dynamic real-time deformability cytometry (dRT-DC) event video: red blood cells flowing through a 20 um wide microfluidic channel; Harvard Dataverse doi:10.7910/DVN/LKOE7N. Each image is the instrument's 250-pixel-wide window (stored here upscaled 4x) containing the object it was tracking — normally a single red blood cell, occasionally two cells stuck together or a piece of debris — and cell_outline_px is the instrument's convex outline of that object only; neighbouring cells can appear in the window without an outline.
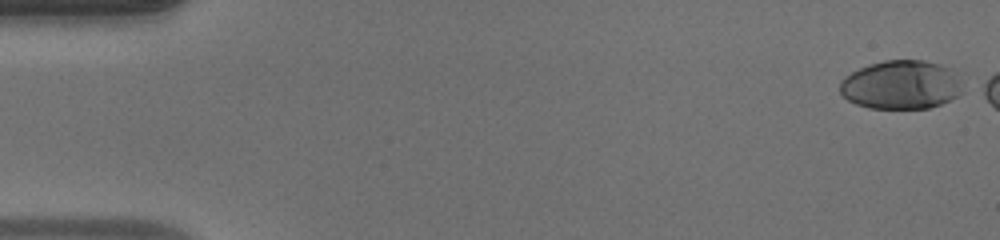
{"species": "human", "species_latin": "Homo sapiens", "temperature_condition": "warm", "stored_images_in_passage": 7, "camera_frame_rate_fps": 3000, "um_per_image_px": 0.085, "donor": {"sex": "male"}, "frame": {"image": 1, "passage_image": 1, "time_ms": 0.0, "image_size_px": [1000, 240], "cell_outline_px": [[964, 92], [940, 104], [928, 108], [868, 108], [856, 104], [848, 100], [840, 92], [840, 80], [844, 76], [868, 64], [884, 60], [924, 60], [940, 64], [948, 68], [960, 80]], "centroid_in_image_um": [76.57, 7.2], "position_along_channel_um": 8.4, "area_um2": 34.85}}